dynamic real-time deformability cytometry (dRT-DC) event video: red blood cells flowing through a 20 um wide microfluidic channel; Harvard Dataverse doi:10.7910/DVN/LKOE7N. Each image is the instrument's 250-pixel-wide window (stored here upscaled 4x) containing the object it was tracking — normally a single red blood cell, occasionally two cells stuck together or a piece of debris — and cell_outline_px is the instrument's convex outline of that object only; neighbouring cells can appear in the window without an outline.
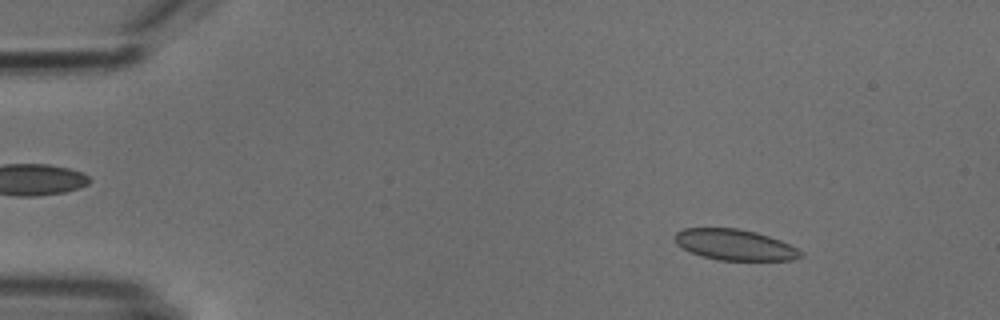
{"species": "common noctule bat (a hibernating species)", "species_latin": "Nyctalus noctula", "temperature_condition": "cold", "stored_images_in_passage": 4, "camera_frame_rate_fps": 3000, "um_per_image_px": 0.085, "animal": {"sex": "male", "body_mass_g": 18.8}, "frame": {"image": 1, "passage_image": 2, "time_ms": 1.333, "image_size_px": [1000, 320], "cell_outline_px": [[804, 256], [792, 260], [720, 260], [704, 256], [692, 252], [676, 244], [676, 232], [684, 228], [736, 228], [756, 232], [780, 240], [804, 252]], "centroid_in_image_um": [62.5, 20.8], "position_along_channel_um": 22.5, "area_um2": 22.37}}
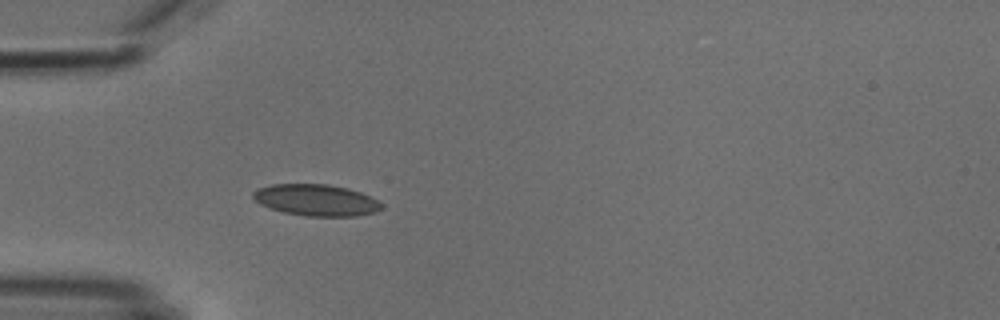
{"frame": {"image": 2, "passage_image": 4, "time_ms": 4.333, "image_size_px": [1000, 320], "cell_outline_px": [[384, 208], [376, 212], [356, 216], [308, 216], [284, 212], [260, 204], [252, 196], [252, 192], [260, 188], [272, 184], [328, 184], [348, 188], [360, 192], [384, 204]], "centroid_in_image_um": [26.91, 17.01], "position_along_channel_um": 58.1, "area_um2": 23.47}}